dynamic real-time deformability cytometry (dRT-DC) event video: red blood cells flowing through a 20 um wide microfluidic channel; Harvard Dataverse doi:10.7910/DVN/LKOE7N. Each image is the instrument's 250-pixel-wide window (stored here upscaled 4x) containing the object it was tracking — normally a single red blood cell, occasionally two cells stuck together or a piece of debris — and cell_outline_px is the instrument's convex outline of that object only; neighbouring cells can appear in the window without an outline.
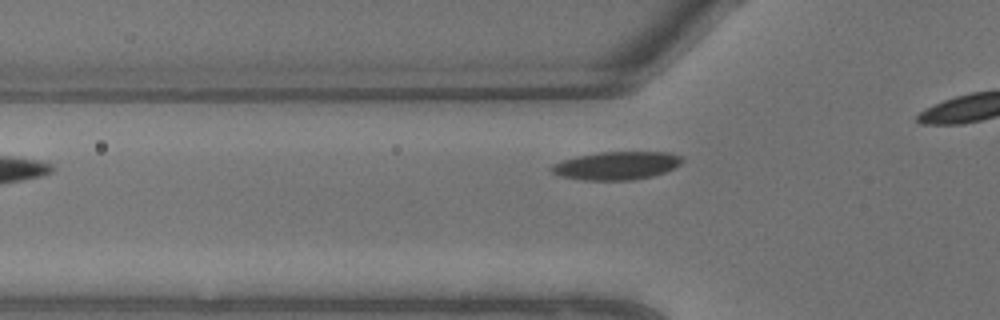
{"species": "common noctule bat (a hibernating species)", "species_latin": "Nyctalus noctula", "temperature_condition": "warm", "stored_images_in_passage": 5, "camera_frame_rate_fps": 3000, "um_per_image_px": 0.085, "animal": {"sex": "male", "body_mass_g": 13.3}, "frame": {"image": 1, "passage_image": 5, "time_ms": 1.333, "image_size_px": [1000, 320], "cell_outline_px": [[684, 160], [680, 164], [664, 172], [652, 176], [632, 180], [580, 180], [560, 176], [552, 172], [548, 168], [552, 164], [576, 156], [600, 152], [668, 152], [684, 156]], "centroid_in_image_um": [52.39, 14.07], "position_along_channel_um": 73.4, "area_um2": 21.5}}